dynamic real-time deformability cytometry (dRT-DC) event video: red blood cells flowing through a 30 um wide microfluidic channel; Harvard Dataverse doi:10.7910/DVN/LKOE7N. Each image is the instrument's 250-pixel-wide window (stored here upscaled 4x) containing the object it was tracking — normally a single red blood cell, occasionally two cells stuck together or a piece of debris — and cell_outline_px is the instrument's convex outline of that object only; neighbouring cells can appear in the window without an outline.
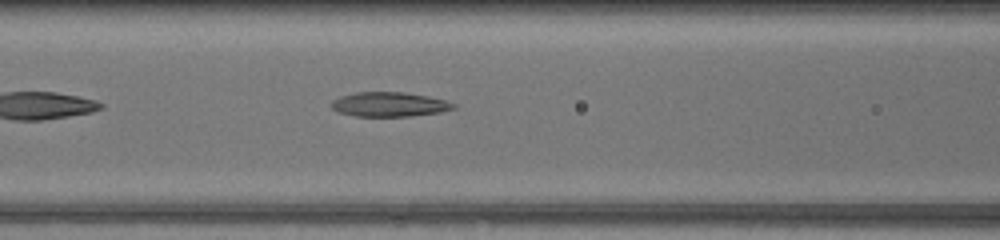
{"species": "common noctule bat (a hibernating species)", "species_latin": "Nyctalus noctula", "temperature_condition": "warm", "stored_images_in_passage": 27, "camera_frame_rate_fps": 3000, "um_per_image_px": 0.085, "animal": {"sex": "female", "body_mass_g": 17.0, "forearm_length_mm": 48.0}, "frame": {"image": 1, "passage_image": 5, "time_ms": 1.333, "image_size_px": [1000, 240], "cell_outline_px": [[456, 108], [440, 112], [412, 116], [356, 116], [340, 112], [332, 108], [332, 100], [340, 96], [356, 92], [404, 92], [428, 96], [444, 100], [456, 104]], "centroid_in_image_um": [33.11, 8.87], "position_along_channel_um": 133.5, "area_um2": 17.34}}
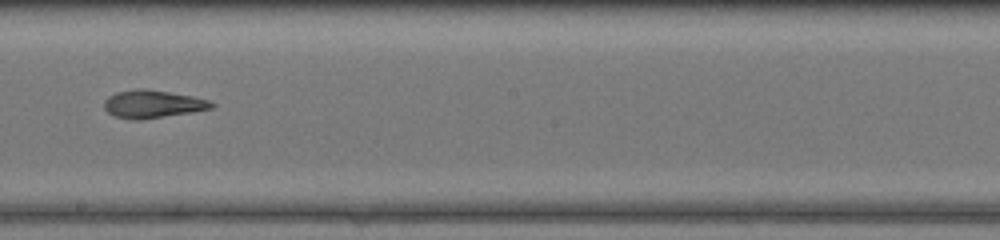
{"frame": {"image": 2, "passage_image": 12, "time_ms": 3.667, "image_size_px": [1000, 240], "cell_outline_px": [[216, 104], [212, 108], [140, 120], [136, 120], [116, 116], [108, 112], [104, 108], [104, 100], [108, 96], [116, 92], [136, 88], [144, 88], [192, 96], [208, 100]], "centroid_in_image_um": [12.94, 8.83], "position_along_channel_um": 235.3, "area_um2": 17.17}}
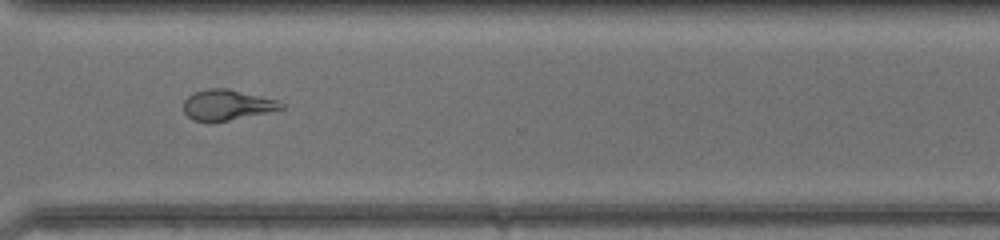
{"frame": {"image": 3, "passage_image": 20, "time_ms": 6.333, "image_size_px": [1000, 240], "cell_outline_px": [[284, 108], [268, 112], [228, 120], [192, 120], [184, 112], [184, 100], [188, 96], [196, 92], [208, 88], [228, 88], [276, 100], [284, 104]], "centroid_in_image_um": [19.29, 8.9], "position_along_channel_um": 351.3, "area_um2": 16.88}}